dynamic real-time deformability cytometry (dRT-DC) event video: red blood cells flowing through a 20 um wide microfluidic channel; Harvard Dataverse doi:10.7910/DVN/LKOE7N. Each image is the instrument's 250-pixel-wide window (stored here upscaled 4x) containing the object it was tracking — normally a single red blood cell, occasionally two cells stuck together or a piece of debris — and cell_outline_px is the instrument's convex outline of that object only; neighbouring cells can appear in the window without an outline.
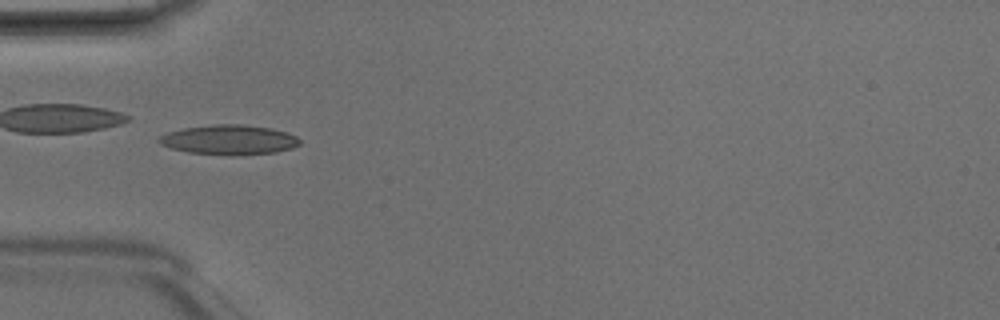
{"species": "Egyptian fruit bat (a non-hibernating species)", "species_latin": "Rousettus aegyptiacus", "temperature_condition": "room temperature", "stored_images_in_passage": 4, "camera_frame_rate_fps": 3000, "um_per_image_px": 0.085, "animal": {"sex": "male"}, "frame": {"image": 1, "passage_image": 4, "time_ms": 1.0, "image_size_px": [1000, 320], "cell_outline_px": [[300, 144], [292, 148], [276, 152], [240, 156], [232, 156], [188, 152], [172, 148], [160, 144], [156, 140], [160, 136], [168, 132], [184, 128], [212, 124], [240, 124], [272, 128], [296, 136], [300, 140]], "centroid_in_image_um": [19.47, 11.89], "position_along_channel_um": 65.5, "area_um2": 24.57}}